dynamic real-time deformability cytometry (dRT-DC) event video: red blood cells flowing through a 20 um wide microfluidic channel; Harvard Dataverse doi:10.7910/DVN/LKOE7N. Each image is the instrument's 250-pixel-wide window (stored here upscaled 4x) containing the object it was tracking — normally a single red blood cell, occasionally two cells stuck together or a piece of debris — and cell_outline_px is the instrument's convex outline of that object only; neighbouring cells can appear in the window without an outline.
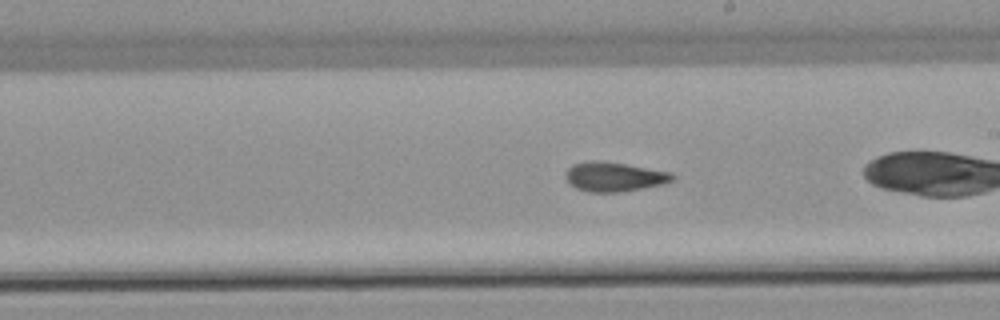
{"species": "common noctule bat (a hibernating species)", "species_latin": "Nyctalus noctula", "temperature_condition": "warm", "stored_images_in_passage": 36, "camera_frame_rate_fps": 3000, "um_per_image_px": 0.085, "animal": {"sex": "male", "body_mass_g": 21.5, "forearm_length_mm": 52.0}, "frame": {"image": 1, "passage_image": 25, "time_ms": 8.0, "image_size_px": [1000, 320], "cell_outline_px": [[676, 180], [664, 184], [620, 192], [592, 192], [576, 188], [568, 184], [564, 176], [564, 172], [572, 164], [592, 160], [596, 160], [624, 164], [672, 172], [676, 176]], "centroid_in_image_um": [52.2, 15.02], "position_along_channel_um": 236.8, "area_um2": 18.5}}